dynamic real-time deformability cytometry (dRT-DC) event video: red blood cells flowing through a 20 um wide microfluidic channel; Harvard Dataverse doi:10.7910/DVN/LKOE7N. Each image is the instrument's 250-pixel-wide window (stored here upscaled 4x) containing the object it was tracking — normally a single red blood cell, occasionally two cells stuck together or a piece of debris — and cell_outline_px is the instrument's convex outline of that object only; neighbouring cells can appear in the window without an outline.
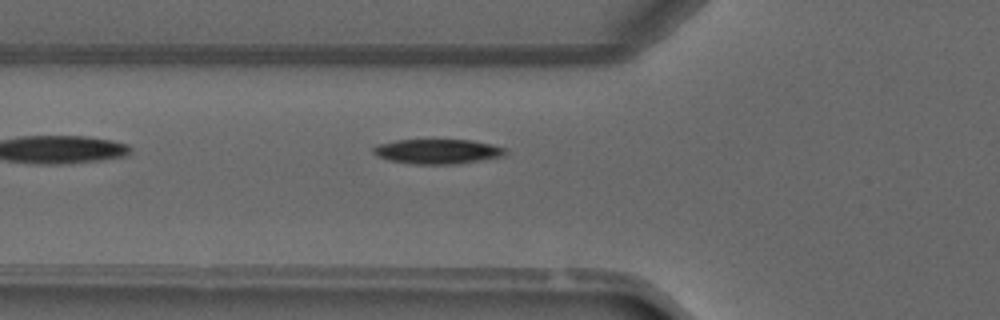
{"species": "common noctule bat (a hibernating species)", "species_latin": "Nyctalus noctula", "temperature_condition": "warm", "stored_images_in_passage": 5, "camera_frame_rate_fps": 3000, "um_per_image_px": 0.085, "animal": {"sex": "male", "forearm_length_mm": 52.5}, "frame": {"image": 1, "passage_image": 5, "time_ms": 5.0, "image_size_px": [1000, 320], "cell_outline_px": [[508, 152], [504, 156], [456, 164], [416, 164], [388, 160], [372, 152], [372, 148], [380, 144], [396, 140], [472, 140], [492, 144], [508, 148]], "centroid_in_image_um": [37.26, 12.87], "position_along_channel_um": 88.5, "area_um2": 19.02}}